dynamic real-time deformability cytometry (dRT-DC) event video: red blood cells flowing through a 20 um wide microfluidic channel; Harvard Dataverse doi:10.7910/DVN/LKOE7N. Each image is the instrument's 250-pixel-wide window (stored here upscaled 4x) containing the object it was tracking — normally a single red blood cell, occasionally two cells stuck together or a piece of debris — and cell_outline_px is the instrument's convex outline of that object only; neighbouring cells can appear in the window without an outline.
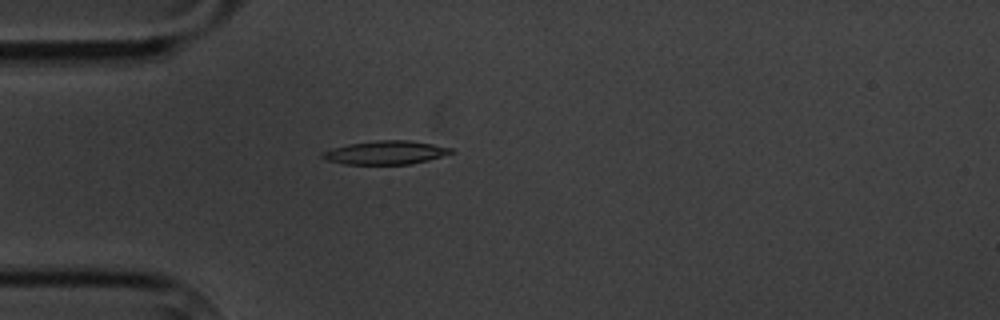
{"species": "common noctule bat (a hibernating species)", "species_latin": "Nyctalus noctula", "temperature_condition": "cold", "stored_images_in_passage": 6, "camera_frame_rate_fps": 3000, "um_per_image_px": 0.085, "animal": {"sex": "male", "body_mass_g": 20.1, "forearm_length_mm": 53.5}, "frame": {"image": 1, "passage_image": 5, "time_ms": 4.667, "image_size_px": [1000, 320], "cell_outline_px": [[456, 152], [428, 160], [412, 164], [344, 164], [324, 160], [320, 156], [324, 152], [332, 148], [348, 144], [380, 140], [408, 140], [432, 144], [452, 148]], "centroid_in_image_um": [32.78, 12.97], "position_along_channel_um": 52.2, "area_um2": 17.63}}